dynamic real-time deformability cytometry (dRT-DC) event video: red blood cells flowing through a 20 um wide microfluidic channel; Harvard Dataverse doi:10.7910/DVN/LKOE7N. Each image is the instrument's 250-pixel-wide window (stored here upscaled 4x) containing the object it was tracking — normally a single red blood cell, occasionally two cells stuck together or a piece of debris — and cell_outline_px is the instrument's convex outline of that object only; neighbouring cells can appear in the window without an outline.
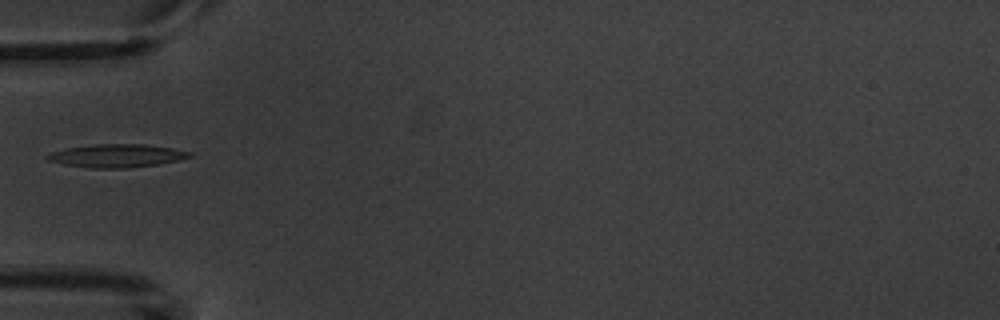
{"species": "common noctule bat (a hibernating species)", "species_latin": "Nyctalus noctula", "temperature_condition": "warm", "stored_images_in_passage": 8, "camera_frame_rate_fps": 3000, "um_per_image_px": 0.085, "animal": {"sex": "male", "body_mass_g": 20.1, "forearm_length_mm": 53.5}, "frame": {"image": 1, "passage_image": 4, "time_ms": 4.333, "image_size_px": [1000, 320], "cell_outline_px": [[196, 156], [180, 160], [160, 164], [128, 168], [92, 168], [68, 164], [48, 160], [44, 156], [52, 152], [68, 148], [96, 144], [144, 144], [172, 148], [192, 152]], "centroid_in_image_um": [10.03, 13.24], "position_along_channel_um": 75.0, "area_um2": 19.13}}
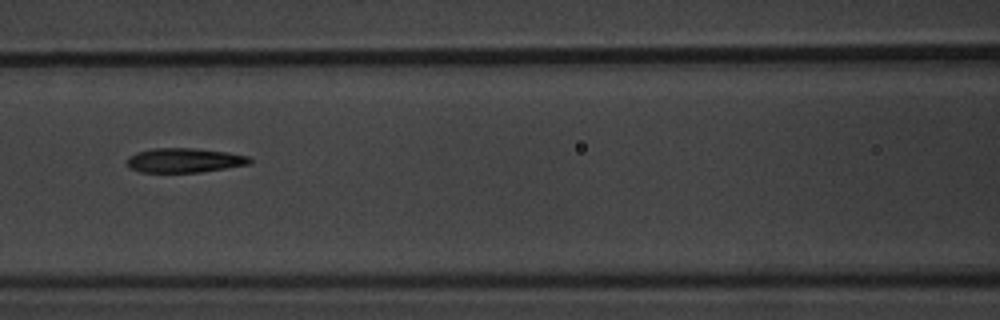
{"frame": {"image": 2, "passage_image": 6, "time_ms": 6.333, "image_size_px": [1000, 320], "cell_outline_px": [[252, 164], [200, 172], [140, 172], [128, 168], [128, 156], [136, 152], [152, 148], [192, 148], [228, 152], [248, 156], [252, 160]], "centroid_in_image_um": [15.67, 13.62], "position_along_channel_um": 150.9, "area_um2": 17.57}}
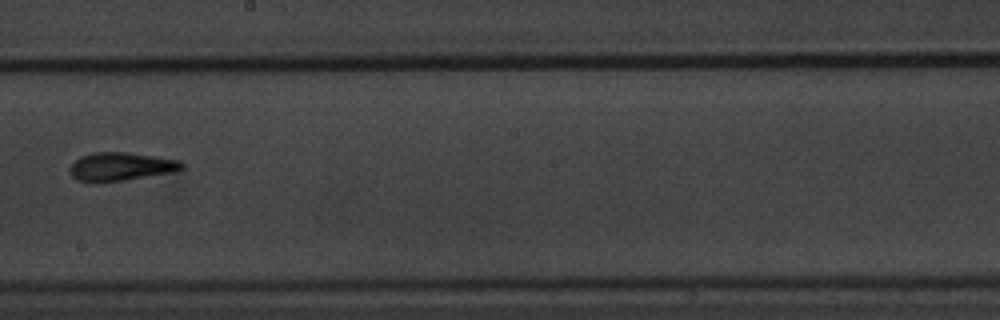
{"frame": {"image": 3, "passage_image": 8, "time_ms": 8.667, "image_size_px": [1000, 320], "cell_outline_px": [[184, 168], [172, 172], [124, 180], [76, 180], [72, 176], [68, 168], [80, 156], [92, 152], [124, 152], [180, 160], [184, 164]], "centroid_in_image_um": [10.28, 14.13], "position_along_channel_um": 237.9, "area_um2": 17.98}}